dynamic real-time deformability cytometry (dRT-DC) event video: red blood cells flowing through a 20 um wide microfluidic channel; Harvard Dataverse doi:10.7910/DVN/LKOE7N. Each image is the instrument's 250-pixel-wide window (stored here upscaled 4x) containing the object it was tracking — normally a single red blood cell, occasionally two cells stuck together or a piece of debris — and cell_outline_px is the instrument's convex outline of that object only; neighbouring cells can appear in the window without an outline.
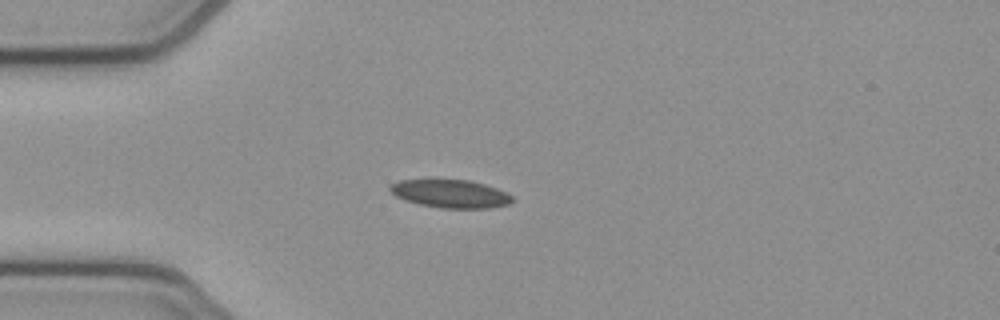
{"species": "common noctule bat (a hibernating species)", "species_latin": "Nyctalus noctula", "temperature_condition": "cold", "stored_images_in_passage": 39, "camera_frame_rate_fps": 3000, "um_per_image_px": 0.085, "animal": {"sex": "female", "body_mass_g": 21.9}, "frame": {"image": 1, "passage_image": 4, "time_ms": 1.0, "image_size_px": [1000, 320], "cell_outline_px": [[512, 200], [508, 204], [488, 208], [440, 208], [420, 204], [404, 200], [396, 196], [388, 188], [392, 184], [400, 180], [468, 180], [484, 184], [496, 188], [512, 196]], "centroid_in_image_um": [38.27, 16.47], "position_along_channel_um": 46.7, "area_um2": 19.71}}
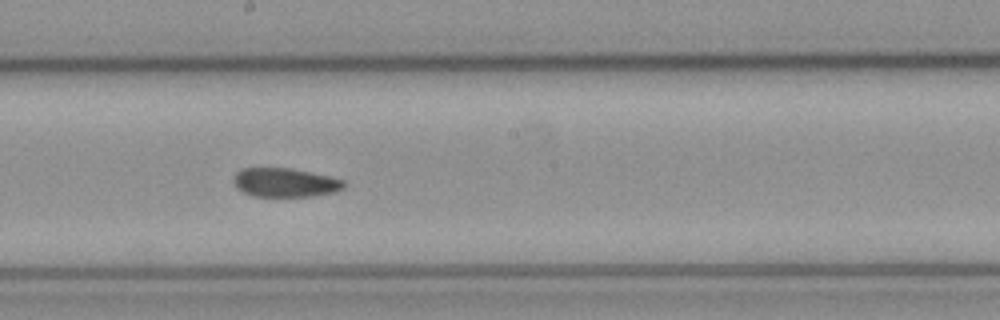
{"frame": {"image": 2, "passage_image": 19, "time_ms": 6.0, "image_size_px": [1000, 320], "cell_outline_px": [[344, 188], [336, 192], [312, 196], [252, 196], [236, 188], [232, 180], [236, 172], [240, 168], [288, 168], [332, 176], [344, 180]], "centroid_in_image_um": [24.22, 15.51], "position_along_channel_um": 224.0, "area_um2": 18.73}}
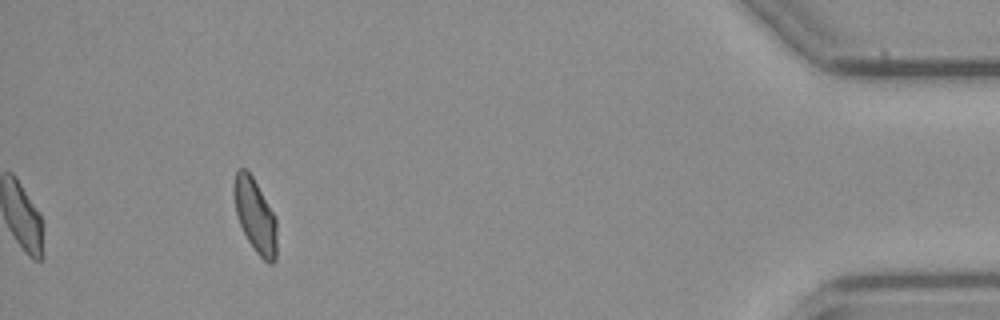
{"frame": {"image": 3, "passage_image": 39, "time_ms": 12.667, "image_size_px": [1000, 320], "cell_outline_px": [[276, 260], [272, 264], [268, 264], [256, 252], [248, 240], [240, 224], [236, 212], [232, 192], [232, 184], [236, 172], [240, 168], [244, 168], [252, 176], [272, 212], [276, 220]], "centroid_in_image_um": [21.67, 18.34], "position_along_channel_um": 413.5, "area_um2": 18.21}, "authors_computed_cell_mechanics": {"area_um2": 19.4786, "velocity_mm_per_s": 3.851, "shape_relaxation_time_tau1_ms": null, "shape_relaxation_time_tau2_ms": 5.2769, "deformation_change_tau1": null, "deformation_change_tau2": 0.0875}}